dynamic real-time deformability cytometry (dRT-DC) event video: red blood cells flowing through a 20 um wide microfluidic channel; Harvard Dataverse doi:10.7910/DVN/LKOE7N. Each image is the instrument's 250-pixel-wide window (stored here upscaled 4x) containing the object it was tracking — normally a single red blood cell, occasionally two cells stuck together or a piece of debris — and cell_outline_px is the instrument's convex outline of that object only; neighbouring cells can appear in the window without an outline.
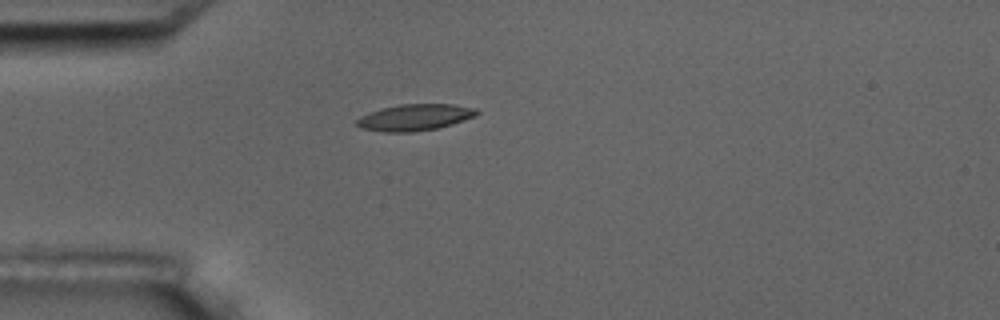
{"species": "common noctule bat (a hibernating species)", "species_latin": "Nyctalus noctula", "temperature_condition": "room temperature", "stored_images_in_passage": 4, "camera_frame_rate_fps": 3000, "um_per_image_px": 0.085, "animal": {"sex": "male", "body_mass_g": 17.5, "forearm_length_mm": 52.3}, "frame": {"image": 1, "passage_image": 4, "time_ms": 4.0, "image_size_px": [1000, 320], "cell_outline_px": [[480, 112], [476, 116], [452, 124], [436, 128], [412, 132], [384, 132], [360, 128], [352, 120], [368, 112], [400, 104], [456, 104], [476, 108]], "centroid_in_image_um": [35.24, 9.97], "position_along_channel_um": 49.8, "area_um2": 18.67}}